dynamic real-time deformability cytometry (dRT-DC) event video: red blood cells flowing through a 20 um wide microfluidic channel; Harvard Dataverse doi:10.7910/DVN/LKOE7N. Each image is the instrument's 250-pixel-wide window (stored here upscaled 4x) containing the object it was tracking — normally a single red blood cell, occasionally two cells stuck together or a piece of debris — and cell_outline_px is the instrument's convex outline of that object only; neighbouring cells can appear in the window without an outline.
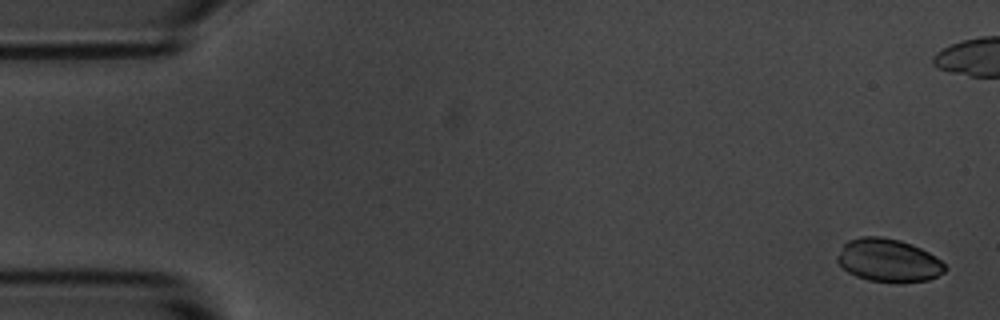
{"species": "common noctule bat (a hibernating species)", "species_latin": "Nyctalus noctula", "temperature_condition": "room temperature", "stored_images_in_passage": 6, "camera_frame_rate_fps": 3000, "um_per_image_px": 0.085, "animal": {"sex": "male", "body_mass_g": 20.1, "forearm_length_mm": 53.5}, "frame": {"image": 1, "passage_image": 1, "time_ms": 0.0, "image_size_px": [1000, 320], "cell_outline_px": [[948, 268], [944, 272], [928, 280], [868, 280], [856, 276], [848, 272], [836, 260], [836, 256], [844, 244], [848, 240], [860, 236], [880, 236], [900, 240], [912, 244], [928, 252], [940, 260]], "centroid_in_image_um": [75.48, 22.08], "position_along_channel_um": 9.5, "area_um2": 26.41}}